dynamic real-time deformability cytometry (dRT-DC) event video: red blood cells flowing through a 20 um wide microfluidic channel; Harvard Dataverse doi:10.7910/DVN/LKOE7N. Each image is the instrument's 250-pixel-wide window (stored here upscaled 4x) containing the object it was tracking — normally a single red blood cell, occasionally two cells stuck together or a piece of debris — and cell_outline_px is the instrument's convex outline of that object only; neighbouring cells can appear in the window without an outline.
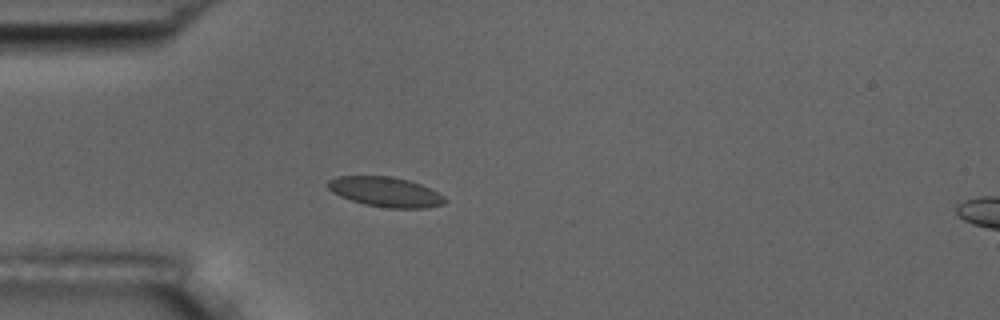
{"species": "common noctule bat (a hibernating species)", "species_latin": "Nyctalus noctula", "temperature_condition": "room temperature", "stored_images_in_passage": 2, "camera_frame_rate_fps": 3000, "um_per_image_px": 0.085, "animal": {"sex": "male", "body_mass_g": 17.5, "forearm_length_mm": 52.3}, "frame": {"image": 1, "passage_image": 1, "time_ms": 0.0, "image_size_px": [1000, 320], "cell_outline_px": [[448, 200], [444, 204], [424, 208], [388, 208], [364, 204], [340, 196], [332, 192], [328, 188], [328, 180], [336, 176], [388, 176], [408, 180], [420, 184], [444, 196]], "centroid_in_image_um": [32.76, 16.31], "position_along_channel_um": 52.2, "area_um2": 20.23}}